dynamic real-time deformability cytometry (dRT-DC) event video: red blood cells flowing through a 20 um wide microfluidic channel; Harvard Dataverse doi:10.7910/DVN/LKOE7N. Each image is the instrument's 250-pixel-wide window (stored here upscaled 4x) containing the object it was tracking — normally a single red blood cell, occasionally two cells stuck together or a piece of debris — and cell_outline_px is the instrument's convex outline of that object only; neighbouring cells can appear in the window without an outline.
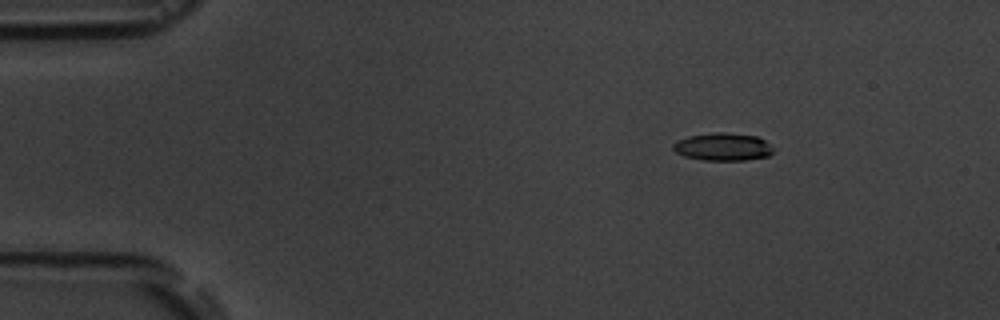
{"species": "common noctule bat (a hibernating species)", "species_latin": "Nyctalus noctula", "temperature_condition": "room temperature", "stored_images_in_passage": 10, "camera_frame_rate_fps": 3000, "um_per_image_px": 0.085, "animal": {"sex": "male", "body_mass_g": 19.5, "forearm_length_mm": 54.6}, "frame": {"image": 1, "passage_image": 2, "time_ms": 1.333, "image_size_px": [1000, 320], "cell_outline_px": [[776, 148], [768, 156], [744, 160], [704, 160], [684, 156], [676, 152], [672, 148], [672, 144], [676, 140], [688, 136], [716, 132], [724, 132], [756, 136], [764, 140]], "centroid_in_image_um": [61.44, 12.47], "position_along_channel_um": 23.6, "area_um2": 16.24}}
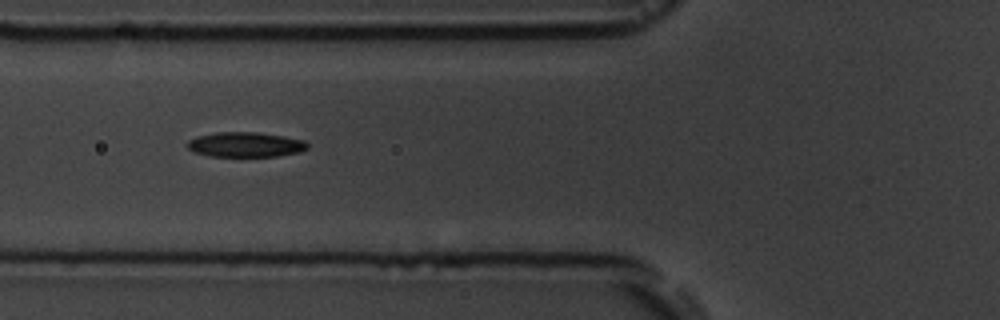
{"frame": {"image": 2, "passage_image": 6, "time_ms": 5.667, "image_size_px": [1000, 320], "cell_outline_px": [[308, 148], [300, 152], [276, 156], [212, 156], [196, 152], [188, 148], [188, 140], [196, 136], [216, 132], [256, 132], [284, 136], [304, 140], [308, 144]], "centroid_in_image_um": [20.88, 12.28], "position_along_channel_um": 104.9, "area_um2": 17.34}}
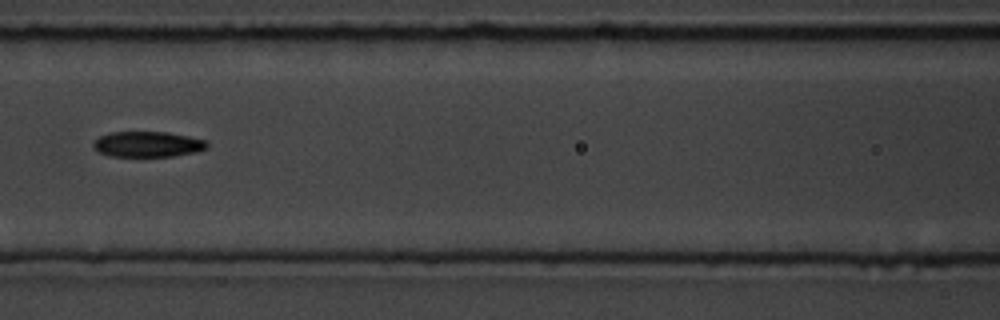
{"frame": {"image": 3, "passage_image": 7, "time_ms": 7.0, "image_size_px": [1000, 320], "cell_outline_px": [[208, 148], [196, 152], [172, 156], [112, 156], [100, 152], [92, 144], [100, 136], [108, 132], [168, 132], [208, 140]], "centroid_in_image_um": [12.61, 12.25], "position_along_channel_um": 154.0, "area_um2": 16.88}}